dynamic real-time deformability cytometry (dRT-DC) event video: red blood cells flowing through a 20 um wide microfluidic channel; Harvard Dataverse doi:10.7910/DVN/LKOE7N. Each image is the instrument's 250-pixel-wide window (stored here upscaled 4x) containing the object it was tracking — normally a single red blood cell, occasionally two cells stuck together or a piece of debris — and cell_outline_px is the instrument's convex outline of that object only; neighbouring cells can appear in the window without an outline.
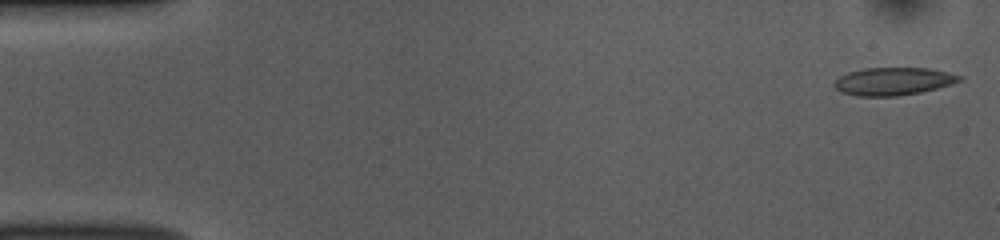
{"species": "common noctule bat (a hibernating species)", "species_latin": "Nyctalus noctula", "temperature_condition": "room temperature", "stored_images_in_passage": 51, "camera_frame_rate_fps": 3000, "um_per_image_px": 0.085, "animal": {"sex": "female", "body_mass_g": 10.0, "forearm_length_mm": 53.1}, "frame": {"image": 1, "passage_image": 1, "time_ms": 0.0, "image_size_px": [1000, 240], "cell_outline_px": [[964, 76], [960, 80], [952, 84], [920, 92], [896, 96], [856, 96], [840, 92], [832, 84], [840, 76], [848, 72], [864, 68], [928, 68], [948, 72]], "centroid_in_image_um": [75.91, 6.91], "position_along_channel_um": 9.1, "area_um2": 20.23}}
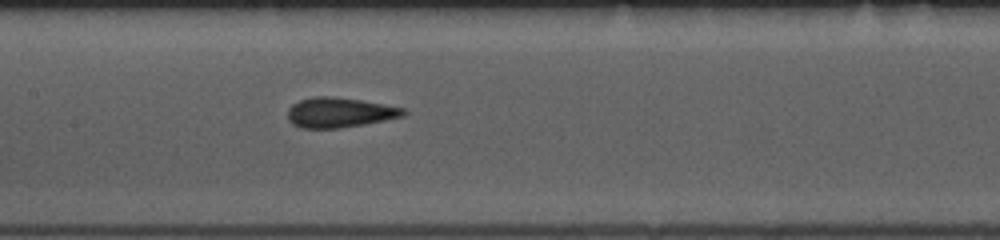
{"frame": {"image": 2, "passage_image": 24, "time_ms": 7.667, "image_size_px": [1000, 240], "cell_outline_px": [[408, 112], [404, 116], [364, 124], [340, 128], [300, 128], [292, 124], [288, 120], [288, 108], [292, 104], [300, 100], [316, 96], [332, 96], [360, 100], [384, 104], [404, 108]], "centroid_in_image_um": [28.85, 9.56], "position_along_channel_um": 178.6, "area_um2": 20.23}}
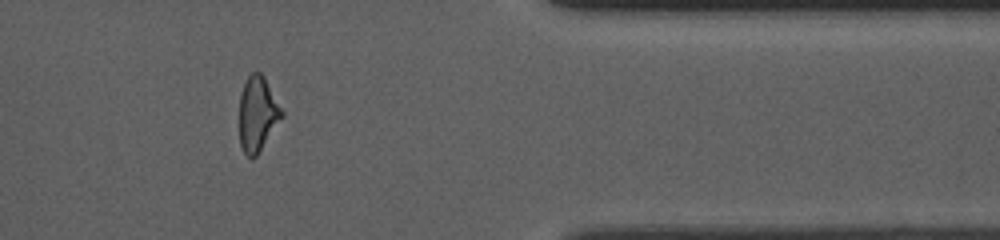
{"frame": {"image": 3, "passage_image": 42, "time_ms": 13.667, "image_size_px": [1000, 240], "cell_outline_px": [[284, 116], [256, 156], [252, 160], [244, 152], [240, 144], [240, 96], [244, 84], [248, 76], [252, 72], [260, 72], [264, 76], [284, 112]], "centroid_in_image_um": [21.91, 9.69], "position_along_channel_um": 389.5, "area_um2": 18.44}, "authors_computed_cell_mechanics": {"area_um2": 20.0566, "velocity_mm_per_s": 3.8644, "shape_relaxation_time_tau1_ms": 5.2058, "shape_relaxation_time_tau2_ms": 1.712, "deformation_change_tau1": 0.1298, "deformation_change_tau2": 0.0822}}